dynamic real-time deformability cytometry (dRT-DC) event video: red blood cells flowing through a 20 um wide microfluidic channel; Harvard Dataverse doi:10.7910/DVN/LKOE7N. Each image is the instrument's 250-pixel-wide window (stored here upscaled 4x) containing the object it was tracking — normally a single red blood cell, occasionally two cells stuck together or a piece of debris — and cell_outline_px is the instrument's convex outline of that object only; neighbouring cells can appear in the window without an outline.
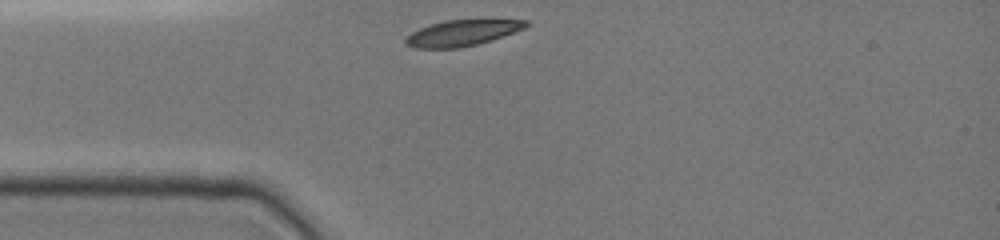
{"species": "common noctule bat (a hibernating species)", "species_latin": "Nyctalus noctula", "temperature_condition": "cold", "stored_images_in_passage": 28, "camera_frame_rate_fps": 3000, "um_per_image_px": 0.085, "animal": {"sex": "female", "body_mass_g": 19.0, "forearm_length_mm": 51.5}, "frame": {"image": 1, "passage_image": 1, "time_ms": 0.0, "image_size_px": [1000, 240], "cell_outline_px": [[532, 24], [524, 28], [492, 40], [460, 48], [416, 48], [404, 44], [404, 40], [412, 32], [420, 28], [444, 20], [528, 20]], "centroid_in_image_um": [39.28, 2.8], "position_along_channel_um": 45.7, "area_um2": 18.03}}
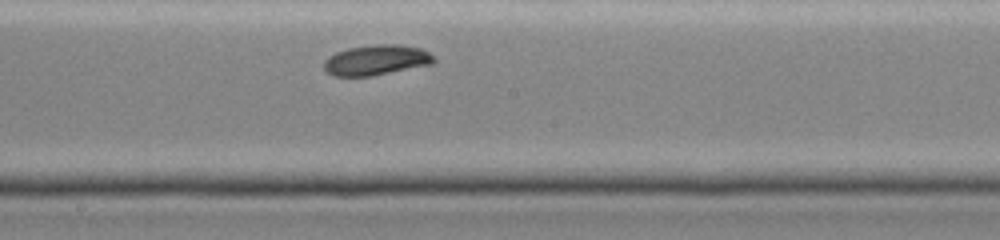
{"frame": {"image": 2, "passage_image": 14, "time_ms": 4.667, "image_size_px": [1000, 240], "cell_outline_px": [[436, 60], [432, 64], [372, 76], [332, 76], [324, 68], [324, 60], [328, 56], [336, 52], [348, 48], [376, 44], [396, 44], [420, 48], [436, 56]], "centroid_in_image_um": [31.99, 5.1], "position_along_channel_um": 216.2, "area_um2": 19.48}}
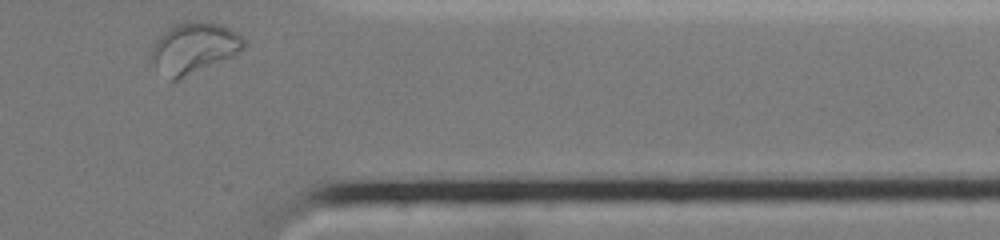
{"frame": {"image": 3, "passage_image": 28, "time_ms": 9.333, "image_size_px": [1000, 240], "cell_outline_px": [[248, 44], [240, 52], [232, 56], [180, 80], [168, 80], [152, 60], [152, 48], [156, 40], [172, 24], [184, 20], [200, 20], [220, 24], [236, 32]], "centroid_in_image_um": [16.5, 4.05], "position_along_channel_um": 394.9, "area_um2": 27.57}, "authors_computed_cell_mechanics": {"area_um2": 19.3341, "velocity_mm_per_s": 3.8759, "shape_relaxation_time_tau1_ms": 8.261, "shape_relaxation_time_tau2_ms": null, "deformation_change_tau1": 0.1643, "deformation_change_tau2": null}}